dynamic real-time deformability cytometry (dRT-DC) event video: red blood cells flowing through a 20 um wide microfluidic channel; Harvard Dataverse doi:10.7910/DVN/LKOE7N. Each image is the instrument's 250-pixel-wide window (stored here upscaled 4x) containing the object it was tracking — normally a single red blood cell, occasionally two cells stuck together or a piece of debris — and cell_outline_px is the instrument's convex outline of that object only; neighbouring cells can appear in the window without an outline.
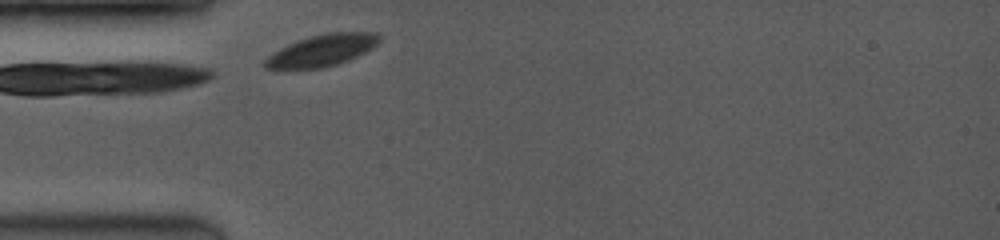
{"species": "common noctule bat (a hibernating species)", "species_latin": "Nyctalus noctula", "temperature_condition": "room temperature", "stored_images_in_passage": 26, "camera_frame_rate_fps": 3500, "um_per_image_px": 0.085, "animal": {"sex": "female", "body_mass_g": 19.0, "forearm_length_mm": 53.3}, "frame": {"image": 1, "passage_image": 1, "time_ms": 0.0, "image_size_px": [1000, 240], "cell_outline_px": [[380, 40], [372, 48], [348, 60], [324, 68], [264, 68], [264, 60], [272, 52], [288, 44], [312, 36], [328, 32], [376, 32], [380, 36]], "centroid_in_image_um": [27.37, 4.27], "position_along_channel_um": 57.6, "area_um2": 20.75}}
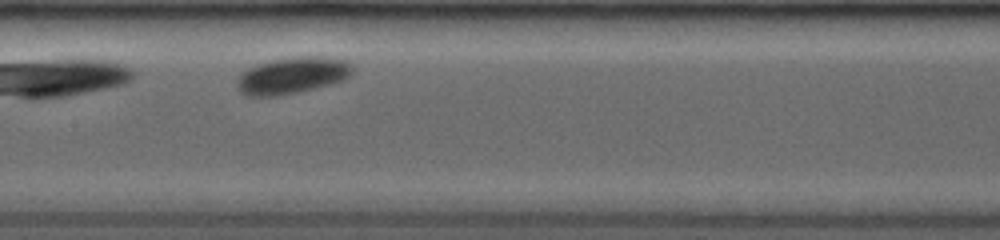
{"frame": {"image": 2, "passage_image": 10, "time_ms": 3.429, "image_size_px": [1000, 240], "cell_outline_px": [[352, 72], [348, 76], [340, 80], [328, 84], [296, 92], [276, 96], [252, 96], [240, 92], [236, 84], [236, 80], [248, 68], [256, 64], [272, 60], [296, 56], [324, 56], [344, 60], [352, 64]], "centroid_in_image_um": [24.81, 6.39], "position_along_channel_um": 182.6, "area_um2": 24.28}}
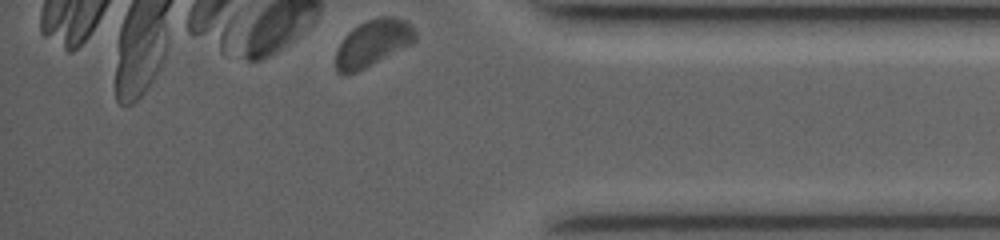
{"frame": {"image": 3, "passage_image": 26, "time_ms": 9.429, "image_size_px": [1000, 240], "cell_outline_px": [[416, 40], [364, 68], [356, 72], [336, 72], [336, 52], [344, 36], [348, 32], [360, 24], [368, 20], [380, 16], [392, 16], [408, 20], [412, 24], [416, 32]], "centroid_in_image_um": [31.71, 3.6], "position_along_channel_um": 403.5, "area_um2": 21.04}}